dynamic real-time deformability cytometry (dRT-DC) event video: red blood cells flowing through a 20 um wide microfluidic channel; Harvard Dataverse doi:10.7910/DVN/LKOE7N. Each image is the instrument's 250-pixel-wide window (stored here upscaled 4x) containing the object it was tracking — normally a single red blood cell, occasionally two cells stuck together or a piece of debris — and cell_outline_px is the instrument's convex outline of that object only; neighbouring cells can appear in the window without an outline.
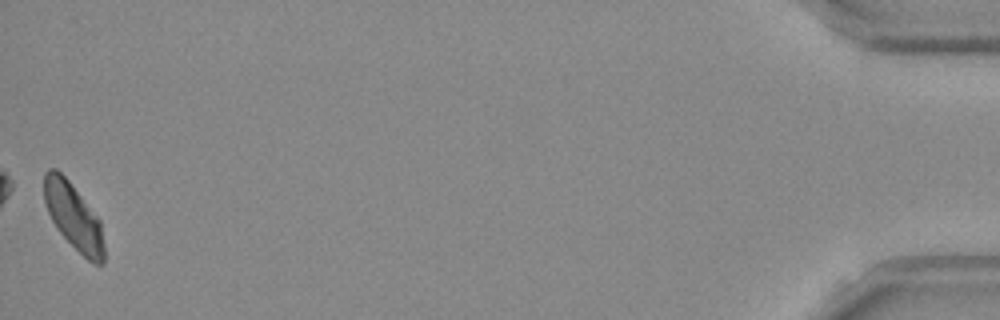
{"species": "Egyptian fruit bat (a non-hibernating species)", "species_latin": "Rousettus aegyptiacus", "temperature_condition": "room temperature", "stored_images_in_passage": 52, "camera_frame_rate_fps": 3000, "um_per_image_px": 0.085, "frame": {"image": 1, "passage_image": 52, "time_ms": 17.0, "image_size_px": [1000, 320], "cell_outline_px": [[104, 264], [92, 264], [60, 232], [52, 220], [48, 212], [44, 200], [44, 172], [48, 168], [56, 168], [68, 180], [100, 220], [104, 244]], "centroid_in_image_um": [6.25, 18.4], "position_along_channel_um": 429.0, "area_um2": 22.83}, "authors_computed_cell_mechanics": {"area_um2": 23.9581, "velocity_mm_per_s": 3.7882, "shape_relaxation_time_tau1_ms": 4.9287, "shape_relaxation_time_tau2_ms": null, "deformation_change_tau1": 0.1328, "deformation_change_tau2": null}}